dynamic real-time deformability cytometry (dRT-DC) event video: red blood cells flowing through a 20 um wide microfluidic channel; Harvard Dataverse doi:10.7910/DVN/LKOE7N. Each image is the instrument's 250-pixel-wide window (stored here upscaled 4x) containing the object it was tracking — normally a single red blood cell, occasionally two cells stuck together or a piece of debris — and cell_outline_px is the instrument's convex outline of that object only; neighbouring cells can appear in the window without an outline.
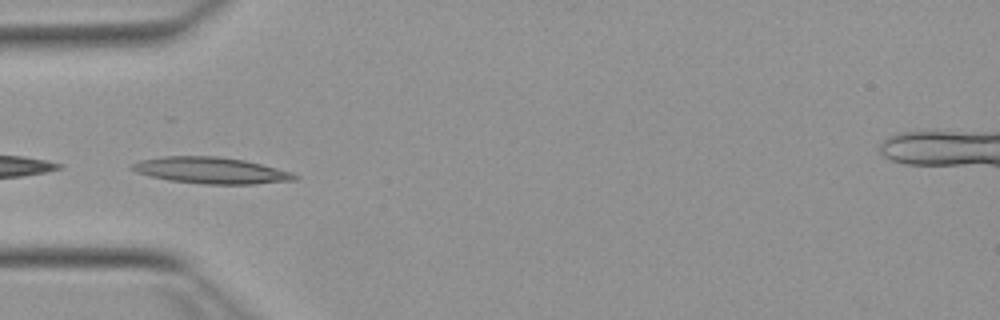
{"species": "Egyptian fruit bat (a non-hibernating species)", "species_latin": "Rousettus aegyptiacus", "temperature_condition": "warm", "stored_images_in_passage": 16, "camera_frame_rate_fps": 3000, "um_per_image_px": 0.085, "animal": {"sex": "female"}, "frame": {"image": 1, "passage_image": 5, "time_ms": 1.333, "image_size_px": [1000, 320], "cell_outline_px": [[300, 176], [296, 180], [256, 184], [204, 184], [168, 180], [136, 172], [128, 168], [132, 164], [140, 160], [160, 156], [216, 156], [244, 160], [292, 172]], "centroid_in_image_um": [17.93, 14.48], "position_along_channel_um": 67.1, "area_um2": 25.03}}
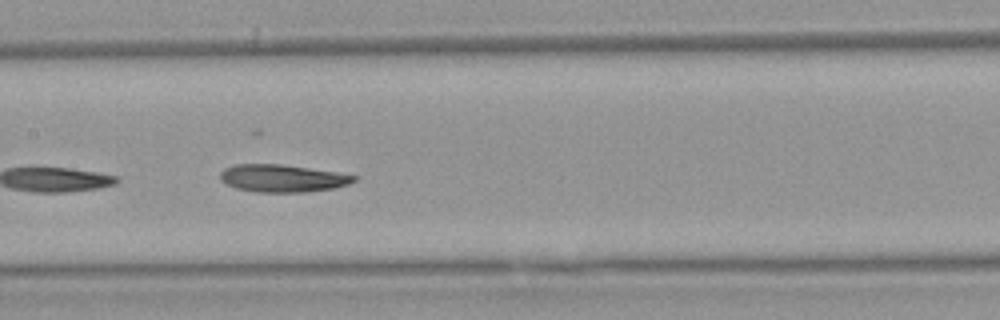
{"frame": {"image": 2, "passage_image": 14, "time_ms": 4.333, "image_size_px": [1000, 320], "cell_outline_px": [[356, 180], [348, 184], [332, 188], [304, 192], [256, 192], [236, 188], [224, 184], [220, 180], [220, 172], [224, 168], [236, 164], [280, 164], [336, 172], [356, 176]], "centroid_in_image_um": [23.94, 15.15], "position_along_channel_um": 183.5, "area_um2": 21.33}}